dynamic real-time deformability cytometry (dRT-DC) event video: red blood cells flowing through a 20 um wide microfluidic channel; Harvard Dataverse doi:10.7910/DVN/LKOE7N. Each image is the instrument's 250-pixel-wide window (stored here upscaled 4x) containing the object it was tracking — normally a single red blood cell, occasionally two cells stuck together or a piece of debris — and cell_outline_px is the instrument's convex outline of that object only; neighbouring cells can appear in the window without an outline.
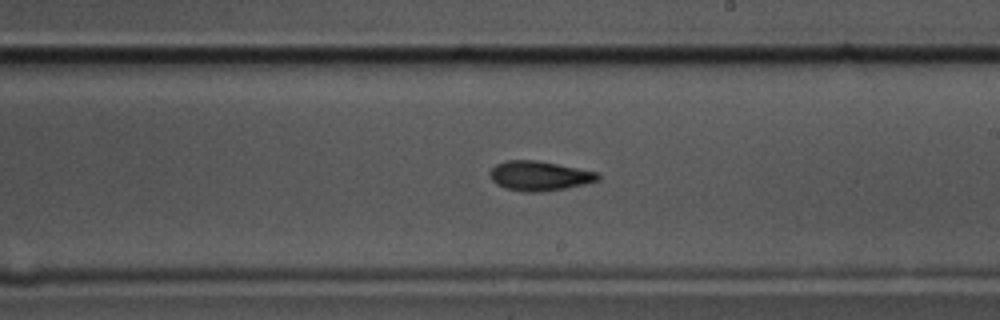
{"species": "common noctule bat (a hibernating species)", "species_latin": "Nyctalus noctula", "temperature_condition": "cold", "stored_images_in_passage": 40, "camera_frame_rate_fps": 3000, "um_per_image_px": 0.085, "animal": {"sex": "male", "body_mass_g": 17.5, "forearm_length_mm": 52.3}, "frame": {"image": 1, "passage_image": 16, "time_ms": 5.0, "image_size_px": [1000, 320], "cell_outline_px": [[600, 180], [584, 184], [564, 188], [540, 192], [524, 192], [504, 188], [496, 184], [488, 176], [488, 172], [496, 164], [504, 160], [536, 160], [596, 172], [600, 176]], "centroid_in_image_um": [45.78, 14.95], "position_along_channel_um": 243.2, "area_um2": 18.61}}
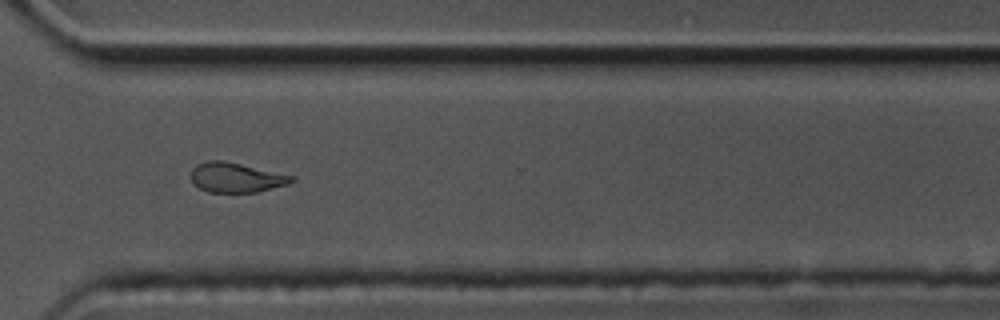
{"frame": {"image": 2, "passage_image": 25, "time_ms": 8.0, "image_size_px": [1000, 320], "cell_outline_px": [[296, 180], [288, 184], [256, 192], [208, 192], [200, 188], [192, 180], [192, 168], [196, 164], [208, 160], [220, 160], [240, 164], [296, 176]], "centroid_in_image_um": [20.09, 15.08], "position_along_channel_um": 350.5, "area_um2": 17.28}}
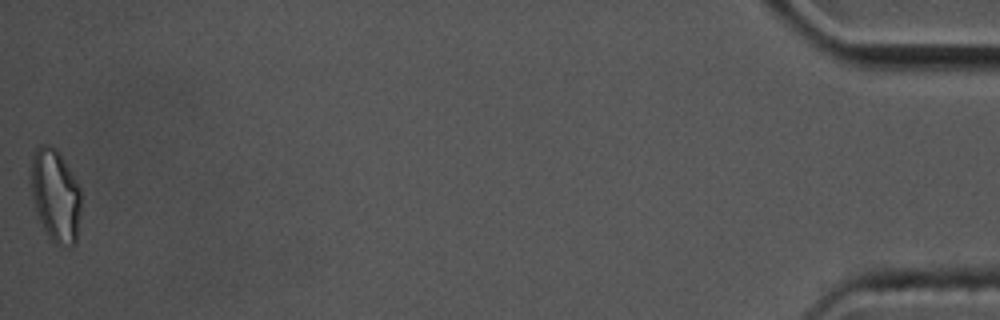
{"frame": {"image": 3, "passage_image": 40, "time_ms": 13.0, "image_size_px": [1000, 320], "cell_outline_px": [[80, 208], [76, 244], [56, 244], [48, 236], [36, 212], [28, 180], [32, 152], [40, 144], [48, 144], [56, 148], [60, 152], [80, 188]], "centroid_in_image_um": [4.66, 16.53], "position_along_channel_um": 430.5, "area_um2": 27.4}, "authors_computed_cell_mechanics": {"area_um2": 18.6694, "velocity_mm_per_s": 3.5697, "shape_relaxation_time_tau1_ms": 4.3821, "shape_relaxation_time_tau2_ms": 4.7561, "deformation_change_tau1": 0.1465, "deformation_change_tau2": 0.1299}}